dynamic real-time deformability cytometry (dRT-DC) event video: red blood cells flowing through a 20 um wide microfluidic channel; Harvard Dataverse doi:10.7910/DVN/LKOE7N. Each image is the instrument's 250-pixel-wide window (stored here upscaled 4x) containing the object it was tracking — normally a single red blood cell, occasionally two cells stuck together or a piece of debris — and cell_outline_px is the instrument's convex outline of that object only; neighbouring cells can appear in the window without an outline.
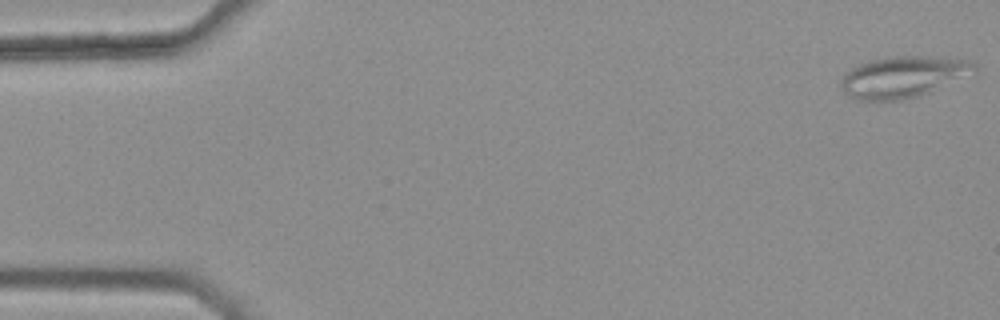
{"species": "common noctule bat (a hibernating species)", "species_latin": "Nyctalus noctula", "temperature_condition": "warm", "stored_images_in_passage": 48, "camera_frame_rate_fps": 3000, "um_per_image_px": 0.085, "animal": {"sex": "female", "body_mass_g": 25.1}, "frame": {"image": 1, "passage_image": 1, "time_ms": 0.0, "image_size_px": [1000, 320], "cell_outline_px": [[976, 76], [916, 96], [900, 100], [856, 100], [848, 96], [840, 88], [840, 80], [852, 68], [868, 60], [888, 56], [936, 56], [964, 60], [976, 64]], "centroid_in_image_um": [76.82, 6.53], "position_along_channel_um": 8.2, "area_um2": 32.66}}
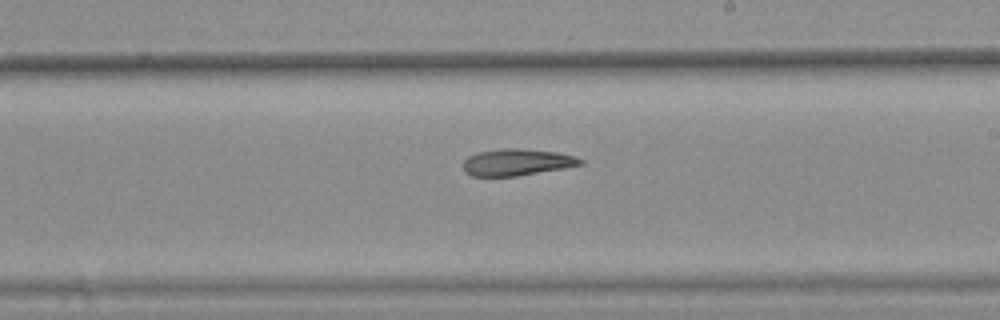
{"frame": {"image": 2, "passage_image": 31, "time_ms": 10.0, "image_size_px": [1000, 320], "cell_outline_px": [[584, 164], [564, 168], [516, 176], [472, 176], [464, 172], [464, 160], [468, 156], [480, 152], [504, 148], [516, 148], [556, 152], [576, 156], [584, 160]], "centroid_in_image_um": [43.95, 13.79], "position_along_channel_um": 245.0, "area_um2": 18.15}}
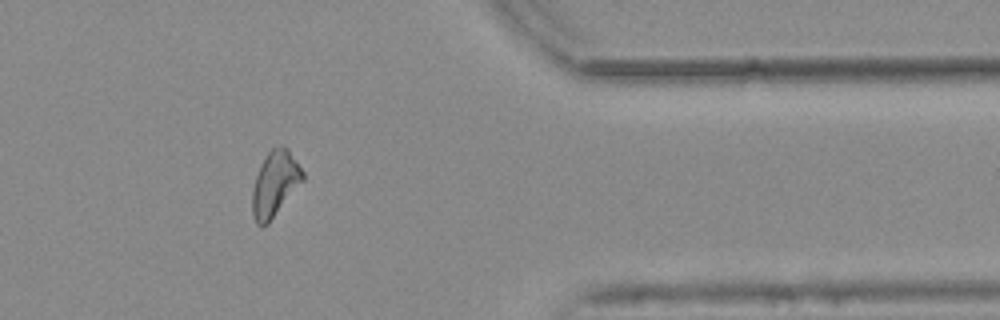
{"frame": {"image": 3, "passage_image": 44, "time_ms": 14.333, "image_size_px": [1000, 320], "cell_outline_px": [[304, 180], [268, 224], [256, 224], [252, 216], [252, 188], [260, 164], [268, 152], [272, 148], [280, 144], [288, 148], [304, 172]], "centroid_in_image_um": [23.37, 15.6], "position_along_channel_um": 388.0, "area_um2": 19.31}}